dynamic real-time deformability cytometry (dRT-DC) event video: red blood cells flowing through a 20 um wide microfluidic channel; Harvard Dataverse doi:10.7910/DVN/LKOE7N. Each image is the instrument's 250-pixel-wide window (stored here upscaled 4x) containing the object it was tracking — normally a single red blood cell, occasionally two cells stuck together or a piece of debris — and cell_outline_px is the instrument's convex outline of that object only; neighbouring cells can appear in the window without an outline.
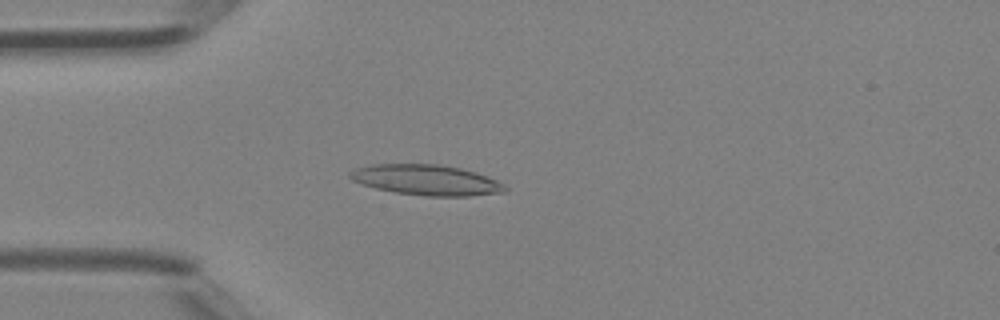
{"species": "Egyptian fruit bat (a non-hibernating species)", "species_latin": "Rousettus aegyptiacus", "temperature_condition": "room temperature", "stored_images_in_passage": 3, "camera_frame_rate_fps": 3000, "um_per_image_px": 0.085, "animal": {"sex": "female"}, "frame": {"image": 1, "passage_image": 3, "time_ms": 0.667, "image_size_px": [1000, 320], "cell_outline_px": [[508, 192], [468, 196], [424, 196], [396, 192], [376, 188], [352, 180], [348, 176], [348, 172], [356, 168], [372, 164], [436, 164], [460, 168], [476, 172], [496, 180], [504, 184], [508, 188]], "centroid_in_image_um": [36.26, 15.3], "position_along_channel_um": 48.7, "area_um2": 27.51}}